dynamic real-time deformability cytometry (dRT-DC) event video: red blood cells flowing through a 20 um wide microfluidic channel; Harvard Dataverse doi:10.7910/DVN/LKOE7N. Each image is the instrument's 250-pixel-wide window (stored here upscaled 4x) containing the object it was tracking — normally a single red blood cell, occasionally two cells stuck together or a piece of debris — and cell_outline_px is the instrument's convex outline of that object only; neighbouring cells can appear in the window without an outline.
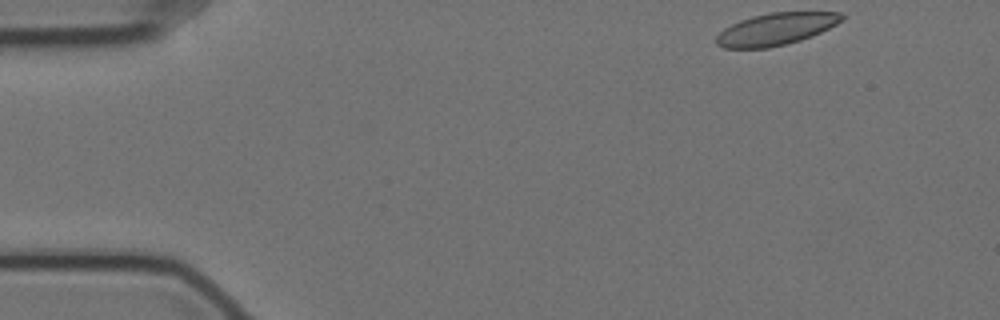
{"species": "Egyptian fruit bat (a non-hibernating species)", "species_latin": "Rousettus aegyptiacus", "temperature_condition": "cold", "stored_images_in_passage": 22, "camera_frame_rate_fps": 3000, "um_per_image_px": 0.085, "animal": {"sex": "female"}, "frame": {"image": 1, "passage_image": 1, "time_ms": 0.0, "image_size_px": [1000, 320], "cell_outline_px": [[848, 16], [844, 20], [812, 36], [800, 40], [768, 48], [724, 48], [716, 44], [716, 36], [724, 28], [740, 20], [752, 16], [772, 12], [840, 12]], "centroid_in_image_um": [65.97, 2.46], "position_along_channel_um": 19.0, "area_um2": 23.47}}
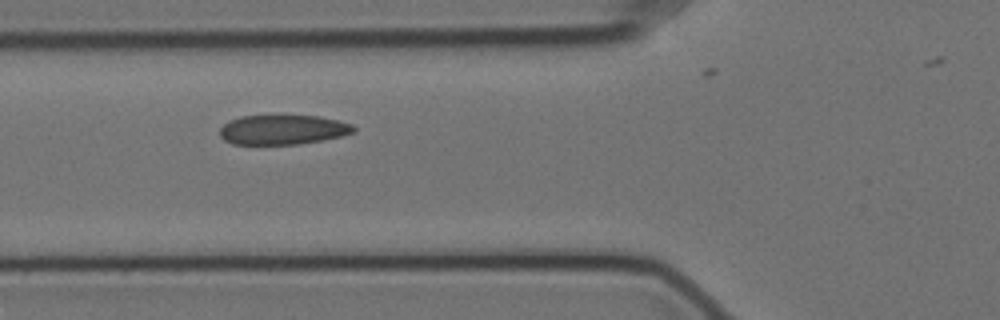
{"frame": {"image": 2, "passage_image": 16, "time_ms": 5.0, "image_size_px": [1000, 320], "cell_outline_px": [[356, 132], [340, 136], [320, 140], [296, 144], [232, 144], [224, 140], [220, 136], [220, 128], [228, 120], [240, 116], [320, 116], [352, 124], [356, 128]], "centroid_in_image_um": [24.01, 11.02], "position_along_channel_um": 101.8, "area_um2": 23.0}}
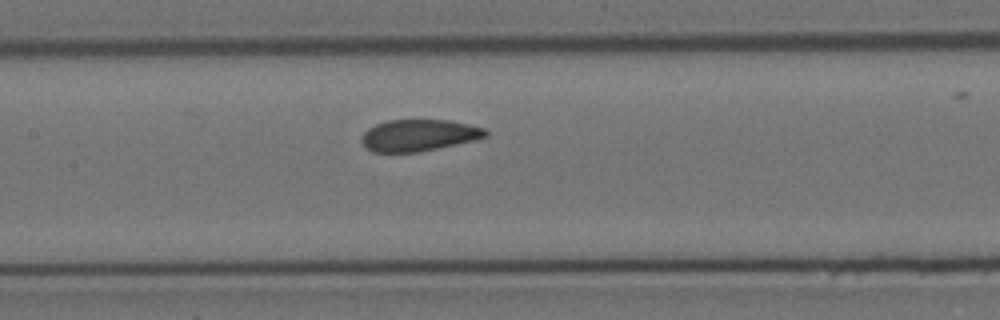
{"frame": {"image": 3, "passage_image": 22, "time_ms": 7.0, "image_size_px": [1000, 320], "cell_outline_px": [[488, 136], [472, 140], [436, 148], [416, 152], [372, 152], [364, 144], [364, 132], [368, 128], [376, 124], [388, 120], [448, 120], [488, 128]], "centroid_in_image_um": [35.64, 11.48], "position_along_channel_um": 171.8, "area_um2": 22.48}}